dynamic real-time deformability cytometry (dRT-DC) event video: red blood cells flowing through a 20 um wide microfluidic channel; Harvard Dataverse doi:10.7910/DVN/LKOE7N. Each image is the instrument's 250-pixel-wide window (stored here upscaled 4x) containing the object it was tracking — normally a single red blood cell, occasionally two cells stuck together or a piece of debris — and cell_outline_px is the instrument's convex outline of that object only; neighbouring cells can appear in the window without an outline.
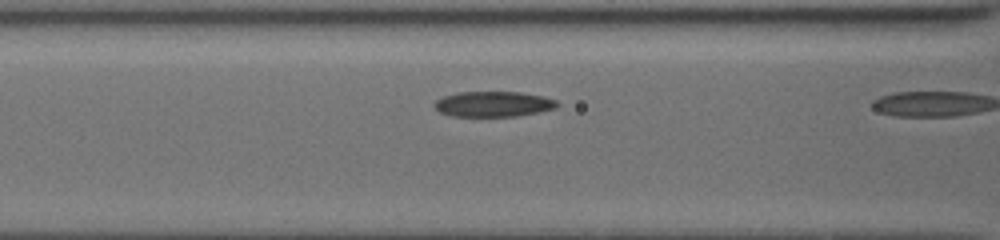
{"species": "common noctule bat (a hibernating species)", "species_latin": "Nyctalus noctula", "temperature_condition": "cold", "stored_images_in_passage": 9, "camera_frame_rate_fps": 3000, "um_per_image_px": 0.085, "animal": {"sex": "female", "body_mass_g": 19.5, "forearm_length_mm": 54.1}, "frame": {"image": 1, "passage_image": 8, "time_ms": 2.667, "image_size_px": [1000, 240], "cell_outline_px": [[560, 104], [556, 108], [516, 116], [452, 116], [440, 112], [432, 104], [436, 100], [444, 96], [460, 92], [520, 92], [544, 96], [556, 100]], "centroid_in_image_um": [41.94, 8.84], "position_along_channel_um": 124.7, "area_um2": 18.09}}